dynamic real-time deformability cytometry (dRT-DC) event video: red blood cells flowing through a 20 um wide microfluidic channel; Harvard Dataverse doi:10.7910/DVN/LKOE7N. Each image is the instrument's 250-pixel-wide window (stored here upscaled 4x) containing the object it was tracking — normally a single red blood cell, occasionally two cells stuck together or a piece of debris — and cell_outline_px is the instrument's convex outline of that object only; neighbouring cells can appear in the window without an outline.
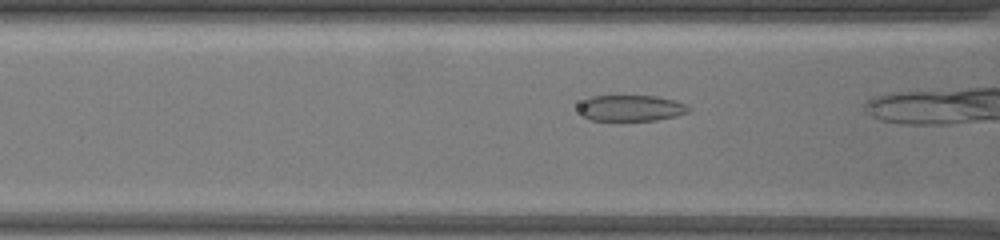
{"species": "common noctule bat (a hibernating species)", "species_latin": "Nyctalus noctula", "temperature_condition": "warm", "stored_images_in_passage": 33, "camera_frame_rate_fps": 3000, "um_per_image_px": 0.085, "animal": {"sex": "female", "body_mass_g": 19.5, "forearm_length_mm": 54.1}, "frame": {"image": 1, "passage_image": 5, "time_ms": 1.333, "image_size_px": [1000, 240], "cell_outline_px": [[692, 108], [688, 112], [676, 116], [656, 120], [592, 120], [584, 116], [580, 112], [580, 104], [584, 100], [592, 96], [656, 96], [688, 104]], "centroid_in_image_um": [53.68, 9.18], "position_along_channel_um": 112.9, "area_um2": 16.53}}
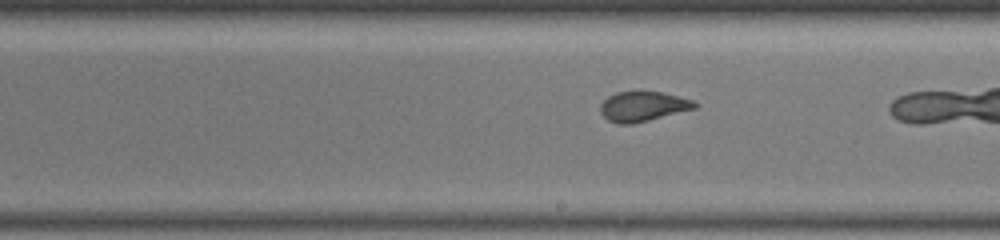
{"frame": {"image": 2, "passage_image": 18, "time_ms": 5.667, "image_size_px": [1000, 240], "cell_outline_px": [[700, 104], [696, 108], [632, 124], [620, 124], [608, 120], [600, 112], [600, 104], [608, 96], [616, 92], [660, 92], [692, 100]], "centroid_in_image_um": [54.63, 9.05], "position_along_channel_um": 234.4, "area_um2": 16.18}}
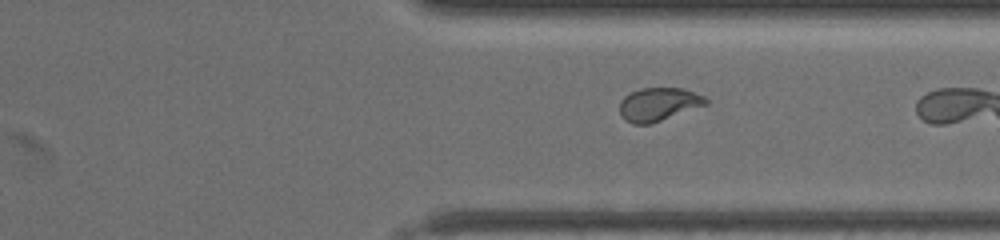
{"frame": {"image": 3, "passage_image": 31, "time_ms": 10.0, "image_size_px": [1000, 240], "cell_outline_px": [[708, 104], [648, 124], [632, 124], [624, 120], [620, 116], [620, 100], [624, 96], [640, 88], [684, 88], [704, 96], [708, 100]], "centroid_in_image_um": [55.95, 8.86], "position_along_channel_um": 355.4, "area_um2": 16.65}}